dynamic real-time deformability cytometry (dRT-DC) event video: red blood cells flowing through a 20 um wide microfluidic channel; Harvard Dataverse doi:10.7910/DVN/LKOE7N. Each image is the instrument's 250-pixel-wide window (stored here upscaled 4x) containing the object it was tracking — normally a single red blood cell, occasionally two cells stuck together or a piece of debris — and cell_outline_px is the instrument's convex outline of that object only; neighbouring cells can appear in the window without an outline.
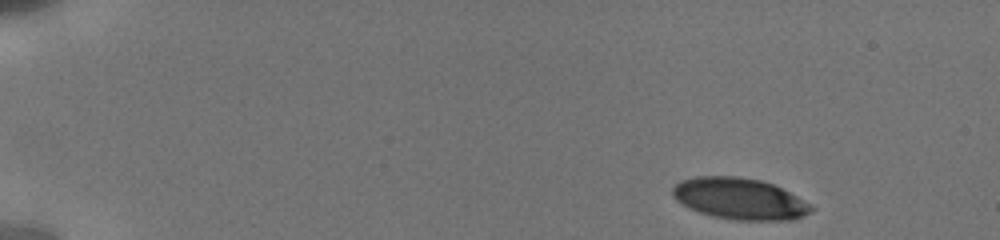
{"species": "human", "species_latin": "Homo sapiens", "temperature_condition": "cold", "stored_images_in_passage": 4, "camera_frame_rate_fps": 3000, "um_per_image_px": 0.085, "donor": {"sex": "male"}, "frame": {"image": 1, "passage_image": 1, "time_ms": 0.0, "image_size_px": [1000, 240], "cell_outline_px": [[816, 208], [804, 216], [792, 220], [736, 220], [712, 216], [700, 212], [676, 200], [672, 196], [672, 188], [680, 180], [696, 176], [736, 176], [760, 180], [772, 184], [812, 204]], "centroid_in_image_um": [62.88, 16.89], "position_along_channel_um": 22.1, "area_um2": 33.35}}
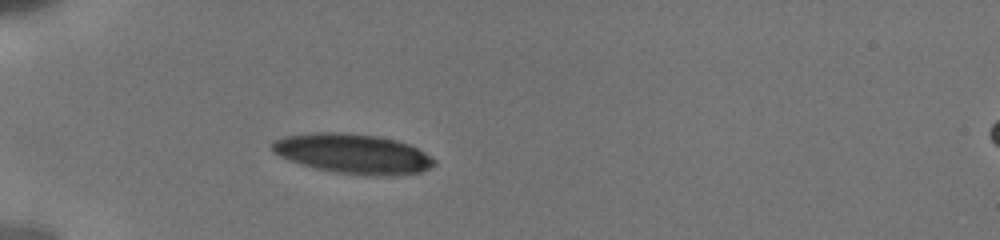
{"frame": {"image": 2, "passage_image": 4, "time_ms": 3.667, "image_size_px": [1000, 240], "cell_outline_px": [[436, 164], [420, 172], [392, 176], [372, 176], [336, 172], [316, 168], [300, 164], [288, 160], [272, 152], [268, 144], [272, 140], [284, 136], [316, 132], [340, 132], [376, 136], [396, 140], [408, 144], [424, 152], [436, 160]], "centroid_in_image_um": [29.95, 13.06], "position_along_channel_um": 55.1, "area_um2": 37.74}}